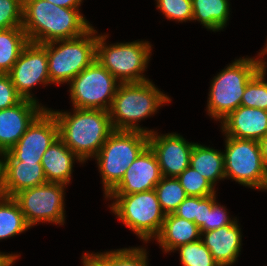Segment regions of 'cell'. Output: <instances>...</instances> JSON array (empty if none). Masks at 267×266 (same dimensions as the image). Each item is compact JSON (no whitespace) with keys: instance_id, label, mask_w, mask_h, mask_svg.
Instances as JSON below:
<instances>
[{"instance_id":"6da1fadb","label":"cell","mask_w":267,"mask_h":266,"mask_svg":"<svg viewBox=\"0 0 267 266\" xmlns=\"http://www.w3.org/2000/svg\"><path fill=\"white\" fill-rule=\"evenodd\" d=\"M91 27L78 8H64L46 0H23L22 28L29 42L72 39Z\"/></svg>"},{"instance_id":"7a4b0ae2","label":"cell","mask_w":267,"mask_h":266,"mask_svg":"<svg viewBox=\"0 0 267 266\" xmlns=\"http://www.w3.org/2000/svg\"><path fill=\"white\" fill-rule=\"evenodd\" d=\"M58 124V137L82 162L95 157L114 131L109 112L101 109H78L74 113L50 110Z\"/></svg>"},{"instance_id":"3957f363","label":"cell","mask_w":267,"mask_h":266,"mask_svg":"<svg viewBox=\"0 0 267 266\" xmlns=\"http://www.w3.org/2000/svg\"><path fill=\"white\" fill-rule=\"evenodd\" d=\"M170 98L159 91L150 81L140 83H119L109 109L114 130L141 131L147 134L152 130L138 126L139 120L151 116Z\"/></svg>"},{"instance_id":"277c9868","label":"cell","mask_w":267,"mask_h":266,"mask_svg":"<svg viewBox=\"0 0 267 266\" xmlns=\"http://www.w3.org/2000/svg\"><path fill=\"white\" fill-rule=\"evenodd\" d=\"M265 64L261 58H240L217 74L210 86L209 116L220 121L237 109L247 83Z\"/></svg>"},{"instance_id":"5b68a950","label":"cell","mask_w":267,"mask_h":266,"mask_svg":"<svg viewBox=\"0 0 267 266\" xmlns=\"http://www.w3.org/2000/svg\"><path fill=\"white\" fill-rule=\"evenodd\" d=\"M149 145V136L141 131L114 130L95 159L102 176L105 196L121 181L126 170Z\"/></svg>"},{"instance_id":"8992f818","label":"cell","mask_w":267,"mask_h":266,"mask_svg":"<svg viewBox=\"0 0 267 266\" xmlns=\"http://www.w3.org/2000/svg\"><path fill=\"white\" fill-rule=\"evenodd\" d=\"M97 33L91 27L83 35L46 43L50 82H70L96 60ZM95 34V35H94ZM55 47V45H57Z\"/></svg>"},{"instance_id":"52a82bcc","label":"cell","mask_w":267,"mask_h":266,"mask_svg":"<svg viewBox=\"0 0 267 266\" xmlns=\"http://www.w3.org/2000/svg\"><path fill=\"white\" fill-rule=\"evenodd\" d=\"M108 197L116 199L110 206L113 213L140 239L147 243L159 235L166 214L160 207L155 190L105 196Z\"/></svg>"},{"instance_id":"ba28073f","label":"cell","mask_w":267,"mask_h":266,"mask_svg":"<svg viewBox=\"0 0 267 266\" xmlns=\"http://www.w3.org/2000/svg\"><path fill=\"white\" fill-rule=\"evenodd\" d=\"M105 35L97 36L96 60L105 67L118 83H140L148 81L142 74L151 54L149 42L133 41L106 45Z\"/></svg>"},{"instance_id":"9c48e42d","label":"cell","mask_w":267,"mask_h":266,"mask_svg":"<svg viewBox=\"0 0 267 266\" xmlns=\"http://www.w3.org/2000/svg\"><path fill=\"white\" fill-rule=\"evenodd\" d=\"M225 178L256 189H267V168L263 163L259 141L226 136Z\"/></svg>"},{"instance_id":"30bf717a","label":"cell","mask_w":267,"mask_h":266,"mask_svg":"<svg viewBox=\"0 0 267 266\" xmlns=\"http://www.w3.org/2000/svg\"><path fill=\"white\" fill-rule=\"evenodd\" d=\"M97 60L69 83L74 108L109 111L119 83Z\"/></svg>"},{"instance_id":"8fae6325","label":"cell","mask_w":267,"mask_h":266,"mask_svg":"<svg viewBox=\"0 0 267 266\" xmlns=\"http://www.w3.org/2000/svg\"><path fill=\"white\" fill-rule=\"evenodd\" d=\"M65 186L61 183L47 182L22 190L13 196L30 227L41 221L63 225Z\"/></svg>"},{"instance_id":"7c38bea8","label":"cell","mask_w":267,"mask_h":266,"mask_svg":"<svg viewBox=\"0 0 267 266\" xmlns=\"http://www.w3.org/2000/svg\"><path fill=\"white\" fill-rule=\"evenodd\" d=\"M57 138V121L53 113L46 108L20 140L8 152L0 155V161L41 162L43 154Z\"/></svg>"},{"instance_id":"4fadbf2b","label":"cell","mask_w":267,"mask_h":266,"mask_svg":"<svg viewBox=\"0 0 267 266\" xmlns=\"http://www.w3.org/2000/svg\"><path fill=\"white\" fill-rule=\"evenodd\" d=\"M17 93L23 99L37 101L29 92L37 84H49L46 43L29 42L8 73Z\"/></svg>"},{"instance_id":"5bb4252c","label":"cell","mask_w":267,"mask_h":266,"mask_svg":"<svg viewBox=\"0 0 267 266\" xmlns=\"http://www.w3.org/2000/svg\"><path fill=\"white\" fill-rule=\"evenodd\" d=\"M149 146L154 151L162 176L177 178L188 166L195 143L187 142L176 133L148 134Z\"/></svg>"},{"instance_id":"9a60e30c","label":"cell","mask_w":267,"mask_h":266,"mask_svg":"<svg viewBox=\"0 0 267 266\" xmlns=\"http://www.w3.org/2000/svg\"><path fill=\"white\" fill-rule=\"evenodd\" d=\"M161 178L158 159L148 145L107 195H128L154 190Z\"/></svg>"},{"instance_id":"2e32d148","label":"cell","mask_w":267,"mask_h":266,"mask_svg":"<svg viewBox=\"0 0 267 266\" xmlns=\"http://www.w3.org/2000/svg\"><path fill=\"white\" fill-rule=\"evenodd\" d=\"M37 102L22 99L15 106L0 110V155L9 151L46 109Z\"/></svg>"},{"instance_id":"e0dca14e","label":"cell","mask_w":267,"mask_h":266,"mask_svg":"<svg viewBox=\"0 0 267 266\" xmlns=\"http://www.w3.org/2000/svg\"><path fill=\"white\" fill-rule=\"evenodd\" d=\"M45 183L41 162L0 161V195L13 197L22 190Z\"/></svg>"},{"instance_id":"ac0fdd59","label":"cell","mask_w":267,"mask_h":266,"mask_svg":"<svg viewBox=\"0 0 267 266\" xmlns=\"http://www.w3.org/2000/svg\"><path fill=\"white\" fill-rule=\"evenodd\" d=\"M221 123L225 136L259 141L267 134V111L239 106Z\"/></svg>"},{"instance_id":"d6986e66","label":"cell","mask_w":267,"mask_h":266,"mask_svg":"<svg viewBox=\"0 0 267 266\" xmlns=\"http://www.w3.org/2000/svg\"><path fill=\"white\" fill-rule=\"evenodd\" d=\"M241 229L237 222L215 230L201 232L205 238L201 241L209 249L214 260L220 266H229L235 263L241 249Z\"/></svg>"},{"instance_id":"ffe728a7","label":"cell","mask_w":267,"mask_h":266,"mask_svg":"<svg viewBox=\"0 0 267 266\" xmlns=\"http://www.w3.org/2000/svg\"><path fill=\"white\" fill-rule=\"evenodd\" d=\"M74 159L80 158L58 137L42 156L41 164L47 182L69 184Z\"/></svg>"},{"instance_id":"44dd1931","label":"cell","mask_w":267,"mask_h":266,"mask_svg":"<svg viewBox=\"0 0 267 266\" xmlns=\"http://www.w3.org/2000/svg\"><path fill=\"white\" fill-rule=\"evenodd\" d=\"M154 239L167 253L179 246L201 239V232L196 223L170 213L165 215L162 229Z\"/></svg>"},{"instance_id":"7402d4cb","label":"cell","mask_w":267,"mask_h":266,"mask_svg":"<svg viewBox=\"0 0 267 266\" xmlns=\"http://www.w3.org/2000/svg\"><path fill=\"white\" fill-rule=\"evenodd\" d=\"M190 166L215 186L225 178L224 153L195 143L190 156Z\"/></svg>"},{"instance_id":"603a6c76","label":"cell","mask_w":267,"mask_h":266,"mask_svg":"<svg viewBox=\"0 0 267 266\" xmlns=\"http://www.w3.org/2000/svg\"><path fill=\"white\" fill-rule=\"evenodd\" d=\"M229 0H192V20H197L208 30L219 31L229 19Z\"/></svg>"},{"instance_id":"cb8c5ba5","label":"cell","mask_w":267,"mask_h":266,"mask_svg":"<svg viewBox=\"0 0 267 266\" xmlns=\"http://www.w3.org/2000/svg\"><path fill=\"white\" fill-rule=\"evenodd\" d=\"M29 43L22 27L0 29V74H8Z\"/></svg>"},{"instance_id":"d4e9b609","label":"cell","mask_w":267,"mask_h":266,"mask_svg":"<svg viewBox=\"0 0 267 266\" xmlns=\"http://www.w3.org/2000/svg\"><path fill=\"white\" fill-rule=\"evenodd\" d=\"M29 228L13 197L0 195V240L20 234Z\"/></svg>"},{"instance_id":"484cf974","label":"cell","mask_w":267,"mask_h":266,"mask_svg":"<svg viewBox=\"0 0 267 266\" xmlns=\"http://www.w3.org/2000/svg\"><path fill=\"white\" fill-rule=\"evenodd\" d=\"M215 201V194L207 197L187 196L173 214L196 223L200 232H204V222H206L207 208H211Z\"/></svg>"},{"instance_id":"4316f807","label":"cell","mask_w":267,"mask_h":266,"mask_svg":"<svg viewBox=\"0 0 267 266\" xmlns=\"http://www.w3.org/2000/svg\"><path fill=\"white\" fill-rule=\"evenodd\" d=\"M154 190L165 214L173 213L187 197L185 190L175 177L162 176Z\"/></svg>"},{"instance_id":"83f0119b","label":"cell","mask_w":267,"mask_h":266,"mask_svg":"<svg viewBox=\"0 0 267 266\" xmlns=\"http://www.w3.org/2000/svg\"><path fill=\"white\" fill-rule=\"evenodd\" d=\"M91 255L102 266H148L147 252L144 248H124Z\"/></svg>"},{"instance_id":"f1b7e54d","label":"cell","mask_w":267,"mask_h":266,"mask_svg":"<svg viewBox=\"0 0 267 266\" xmlns=\"http://www.w3.org/2000/svg\"><path fill=\"white\" fill-rule=\"evenodd\" d=\"M264 65L247 83L240 106L254 107L267 111V82Z\"/></svg>"},{"instance_id":"f546056e","label":"cell","mask_w":267,"mask_h":266,"mask_svg":"<svg viewBox=\"0 0 267 266\" xmlns=\"http://www.w3.org/2000/svg\"><path fill=\"white\" fill-rule=\"evenodd\" d=\"M175 250L180 251L183 266H220L201 239L179 246Z\"/></svg>"},{"instance_id":"4dcf8cb0","label":"cell","mask_w":267,"mask_h":266,"mask_svg":"<svg viewBox=\"0 0 267 266\" xmlns=\"http://www.w3.org/2000/svg\"><path fill=\"white\" fill-rule=\"evenodd\" d=\"M187 196L207 197L215 194V187L197 170L188 166L178 177Z\"/></svg>"},{"instance_id":"1f68e13d","label":"cell","mask_w":267,"mask_h":266,"mask_svg":"<svg viewBox=\"0 0 267 266\" xmlns=\"http://www.w3.org/2000/svg\"><path fill=\"white\" fill-rule=\"evenodd\" d=\"M157 8L168 18L178 22L192 20V0H157Z\"/></svg>"},{"instance_id":"d6a6232c","label":"cell","mask_w":267,"mask_h":266,"mask_svg":"<svg viewBox=\"0 0 267 266\" xmlns=\"http://www.w3.org/2000/svg\"><path fill=\"white\" fill-rule=\"evenodd\" d=\"M23 0H0V29L22 27Z\"/></svg>"},{"instance_id":"836d02e7","label":"cell","mask_w":267,"mask_h":266,"mask_svg":"<svg viewBox=\"0 0 267 266\" xmlns=\"http://www.w3.org/2000/svg\"><path fill=\"white\" fill-rule=\"evenodd\" d=\"M226 209L216 201L211 208H207L206 222H204V232L215 230L226 225H234L236 219L231 220Z\"/></svg>"},{"instance_id":"e575fe53","label":"cell","mask_w":267,"mask_h":266,"mask_svg":"<svg viewBox=\"0 0 267 266\" xmlns=\"http://www.w3.org/2000/svg\"><path fill=\"white\" fill-rule=\"evenodd\" d=\"M23 98L17 93L8 74H0V110L18 104Z\"/></svg>"},{"instance_id":"d590c367","label":"cell","mask_w":267,"mask_h":266,"mask_svg":"<svg viewBox=\"0 0 267 266\" xmlns=\"http://www.w3.org/2000/svg\"><path fill=\"white\" fill-rule=\"evenodd\" d=\"M54 5L64 8H79L82 0H46Z\"/></svg>"},{"instance_id":"8d00e7d4","label":"cell","mask_w":267,"mask_h":266,"mask_svg":"<svg viewBox=\"0 0 267 266\" xmlns=\"http://www.w3.org/2000/svg\"><path fill=\"white\" fill-rule=\"evenodd\" d=\"M18 257L15 254H2L0 252V266H12Z\"/></svg>"},{"instance_id":"74e56055","label":"cell","mask_w":267,"mask_h":266,"mask_svg":"<svg viewBox=\"0 0 267 266\" xmlns=\"http://www.w3.org/2000/svg\"><path fill=\"white\" fill-rule=\"evenodd\" d=\"M263 163L267 168V134L259 140Z\"/></svg>"},{"instance_id":"f35d334b","label":"cell","mask_w":267,"mask_h":266,"mask_svg":"<svg viewBox=\"0 0 267 266\" xmlns=\"http://www.w3.org/2000/svg\"><path fill=\"white\" fill-rule=\"evenodd\" d=\"M82 260L84 266H102L91 254L85 253Z\"/></svg>"},{"instance_id":"ab89813d","label":"cell","mask_w":267,"mask_h":266,"mask_svg":"<svg viewBox=\"0 0 267 266\" xmlns=\"http://www.w3.org/2000/svg\"><path fill=\"white\" fill-rule=\"evenodd\" d=\"M267 53V43H266V45H265V49H263L262 51H261V53H259L260 55H259V57H261L262 55H264V54H266Z\"/></svg>"}]
</instances>
